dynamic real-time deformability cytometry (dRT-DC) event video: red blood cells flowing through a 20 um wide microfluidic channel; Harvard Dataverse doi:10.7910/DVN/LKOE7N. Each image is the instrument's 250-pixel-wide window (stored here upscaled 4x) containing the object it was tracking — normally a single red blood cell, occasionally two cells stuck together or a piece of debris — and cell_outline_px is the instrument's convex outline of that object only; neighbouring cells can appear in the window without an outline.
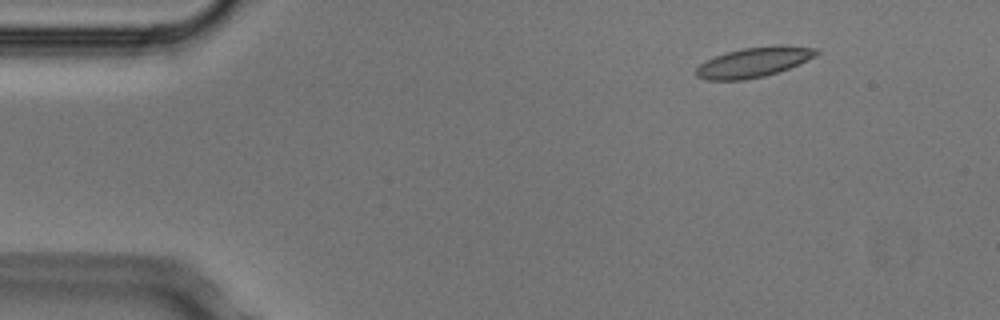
{"species": "Egyptian fruit bat (a non-hibernating species)", "species_latin": "Rousettus aegyptiacus", "temperature_condition": "cold", "stored_images_in_passage": 3, "camera_frame_rate_fps": 3000, "um_per_image_px": 0.085, "animal": {"sex": "male"}, "frame": {"image": 1, "passage_image": 2, "time_ms": 0.333, "image_size_px": [1000, 320], "cell_outline_px": [[820, 52], [816, 56], [788, 68], [764, 76], [744, 80], [708, 80], [696, 76], [696, 68], [700, 64], [716, 56], [728, 52], [744, 48], [780, 44], [784, 44], [820, 48]], "centroid_in_image_um": [64.13, 5.27], "position_along_channel_um": 20.9, "area_um2": 20.92}}